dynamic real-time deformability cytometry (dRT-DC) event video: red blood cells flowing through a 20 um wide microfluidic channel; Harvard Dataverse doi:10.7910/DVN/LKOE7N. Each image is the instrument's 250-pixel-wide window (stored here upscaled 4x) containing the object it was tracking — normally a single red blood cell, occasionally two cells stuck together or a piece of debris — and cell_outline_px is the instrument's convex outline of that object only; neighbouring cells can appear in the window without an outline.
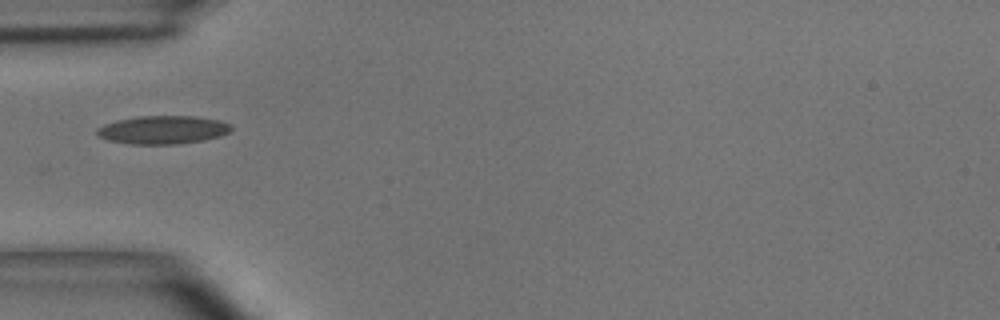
{"species": "common noctule bat (a hibernating species)", "species_latin": "Nyctalus noctula", "temperature_condition": "room temperature", "stored_images_in_passage": 3, "camera_frame_rate_fps": 3000, "um_per_image_px": 0.085, "animal": {"sex": "male", "body_mass_g": 15.6}, "frame": {"image": 1, "passage_image": 2, "time_ms": 0.333, "image_size_px": [1000, 320], "cell_outline_px": [[232, 128], [228, 132], [220, 136], [204, 140], [176, 144], [128, 144], [108, 140], [96, 136], [96, 128], [104, 124], [116, 120], [140, 116], [196, 116], [220, 120], [232, 124]], "centroid_in_image_um": [13.82, 11.03], "position_along_channel_um": 71.2, "area_um2": 22.31}}
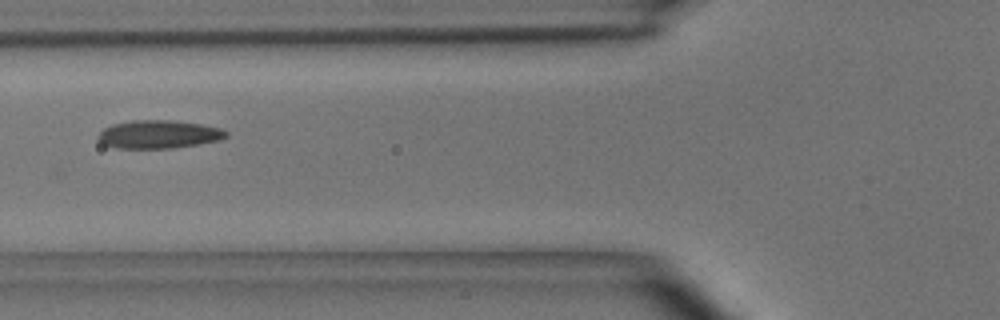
{"frame": {"image": 2, "passage_image": 3, "time_ms": 0.667, "image_size_px": [1000, 320], "cell_outline_px": [[228, 136], [220, 140], [172, 148], [116, 148], [104, 144], [96, 136], [104, 128], [112, 124], [132, 120], [172, 120], [200, 124], [220, 128], [228, 132]], "centroid_in_image_um": [13.48, 11.41], "position_along_channel_um": 112.3, "area_um2": 20.92}}